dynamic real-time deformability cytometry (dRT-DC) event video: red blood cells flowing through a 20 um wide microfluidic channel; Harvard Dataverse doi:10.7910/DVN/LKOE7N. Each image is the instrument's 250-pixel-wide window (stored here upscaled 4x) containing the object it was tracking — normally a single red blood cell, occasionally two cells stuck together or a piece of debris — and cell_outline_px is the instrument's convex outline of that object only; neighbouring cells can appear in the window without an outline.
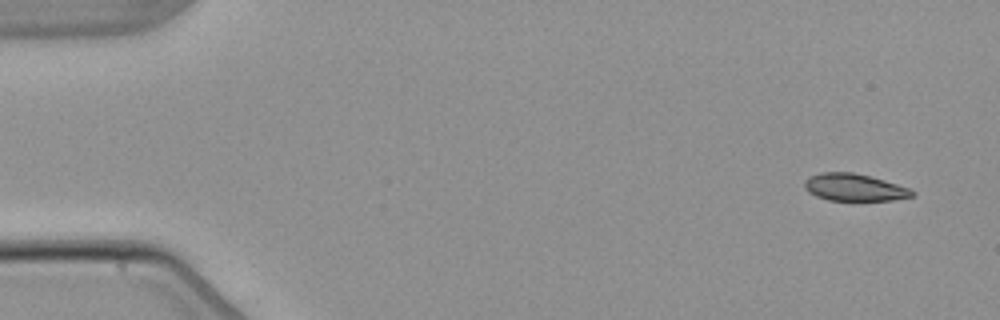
{"species": "common noctule bat (a hibernating species)", "species_latin": "Nyctalus noctula", "temperature_condition": "warm", "stored_images_in_passage": 5, "segment_of_instrument_passage": [1, 2], "camera_frame_rate_fps": 3000, "um_per_image_px": 0.085, "animal": {"sex": "male", "body_mass_g": 21.5, "forearm_length_mm": 52.0}, "frame": {"image": 1, "passage_image": 1, "time_ms": 0.0, "image_size_px": [1000, 320], "cell_outline_px": [[916, 192], [912, 196], [892, 200], [828, 200], [816, 196], [808, 192], [804, 188], [804, 180], [808, 176], [820, 172], [852, 172], [872, 176], [908, 188]], "centroid_in_image_um": [72.56, 15.91], "position_along_channel_um": 12.4, "area_um2": 17.11}}
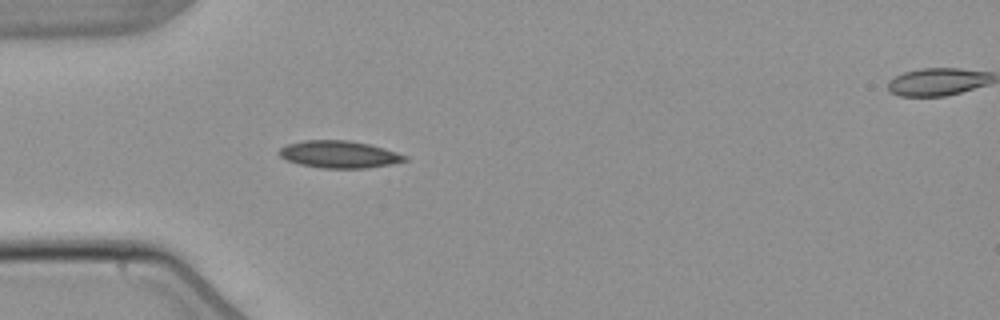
{"frame": {"image": 2, "passage_image": 4, "time_ms": 4.333, "image_size_px": [1000, 320], "cell_outline_px": [[408, 160], [392, 164], [368, 168], [320, 168], [300, 164], [288, 160], [280, 156], [276, 152], [280, 148], [288, 144], [304, 140], [348, 140], [368, 144], [384, 148], [408, 156]], "centroid_in_image_um": [28.83, 13.12], "position_along_channel_um": 56.2, "area_um2": 19.94}}